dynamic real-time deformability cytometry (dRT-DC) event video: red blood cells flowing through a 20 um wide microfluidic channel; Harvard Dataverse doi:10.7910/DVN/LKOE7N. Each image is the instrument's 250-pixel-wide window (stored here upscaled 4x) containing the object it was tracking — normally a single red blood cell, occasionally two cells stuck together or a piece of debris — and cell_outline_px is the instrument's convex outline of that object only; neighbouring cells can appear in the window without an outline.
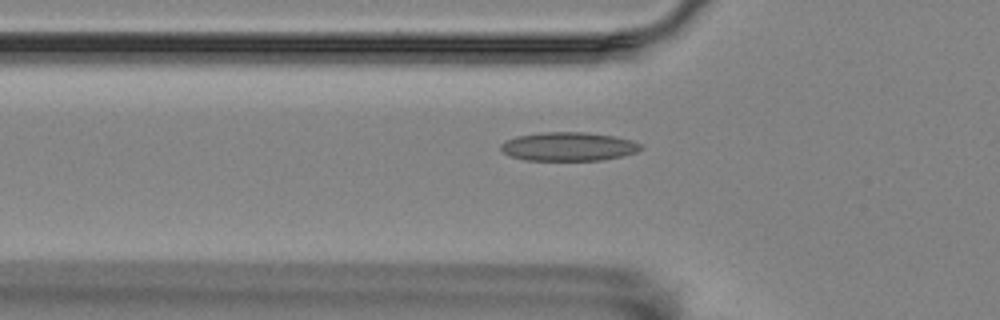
{"species": "Egyptian fruit bat (a non-hibernating species)", "species_latin": "Rousettus aegyptiacus", "temperature_condition": "room temperature", "stored_images_in_passage": 41, "camera_frame_rate_fps": 3000, "um_per_image_px": 0.085, "animal": {"sex": "female"}, "frame": {"image": 1, "passage_image": 3, "time_ms": 0.667, "image_size_px": [1000, 320], "cell_outline_px": [[644, 148], [636, 152], [604, 160], [524, 160], [508, 156], [500, 148], [500, 144], [504, 140], [516, 136], [544, 132], [584, 132], [616, 136], [632, 140], [640, 144]], "centroid_in_image_um": [48.3, 12.45], "position_along_channel_um": 77.5, "area_um2": 23.58}}
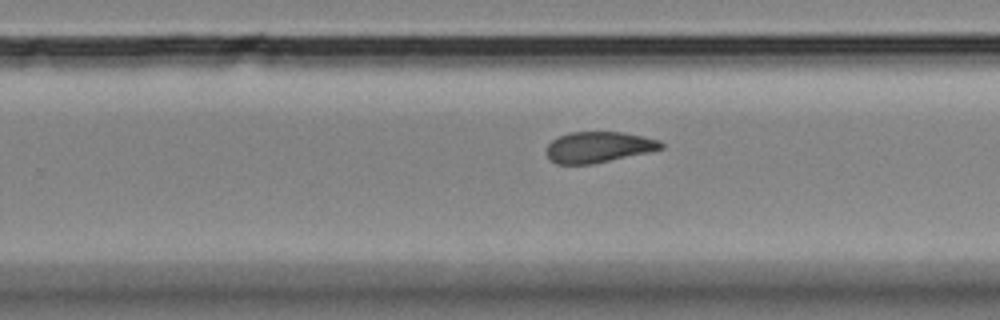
{"frame": {"image": 2, "passage_image": 20, "time_ms": 6.333, "image_size_px": [1000, 320], "cell_outline_px": [[664, 148], [648, 152], [592, 164], [556, 164], [548, 156], [548, 144], [552, 140], [568, 132], [620, 132], [644, 136], [660, 140], [664, 144]], "centroid_in_image_um": [50.9, 12.5], "position_along_channel_um": 278.9, "area_um2": 20.46}}
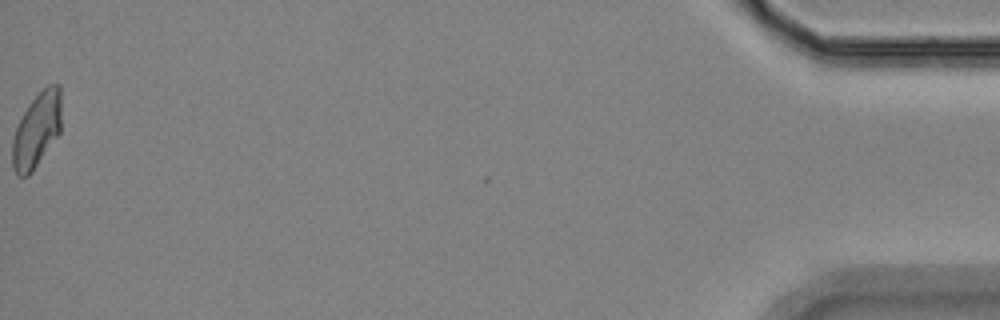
{"frame": {"image": 3, "passage_image": 41, "time_ms": 13.333, "image_size_px": [1000, 320], "cell_outline_px": [[60, 132], [32, 172], [28, 176], [20, 176], [12, 168], [12, 140], [16, 128], [24, 112], [32, 100], [48, 84], [60, 84]], "centroid_in_image_um": [3.11, 11.07], "position_along_channel_um": 432.1, "area_um2": 21.04}, "authors_computed_cell_mechanics": {"area_um2": 21.4438, "velocity_mm_per_s": 3.5483, "shape_relaxation_time_tau1_ms": null, "shape_relaxation_time_tau2_ms": 3.2315, "deformation_change_tau1": null, "deformation_change_tau2": 0.094}}